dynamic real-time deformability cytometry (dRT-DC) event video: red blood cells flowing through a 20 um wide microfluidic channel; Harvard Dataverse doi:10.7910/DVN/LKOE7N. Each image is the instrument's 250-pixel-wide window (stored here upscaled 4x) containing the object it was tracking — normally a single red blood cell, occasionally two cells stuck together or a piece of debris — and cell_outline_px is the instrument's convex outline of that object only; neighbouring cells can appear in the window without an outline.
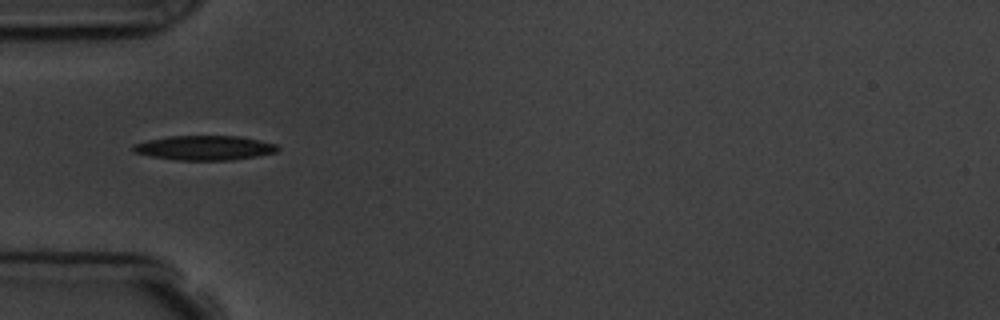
{"species": "common noctule bat (a hibernating species)", "species_latin": "Nyctalus noctula", "temperature_condition": "room temperature", "stored_images_in_passage": 5, "camera_frame_rate_fps": 3000, "um_per_image_px": 0.085, "animal": {"sex": "male", "body_mass_g": 19.5, "forearm_length_mm": 54.6}, "frame": {"image": 1, "passage_image": 3, "time_ms": 3.0, "image_size_px": [1000, 320], "cell_outline_px": [[280, 148], [276, 152], [256, 156], [232, 160], [176, 160], [152, 156], [132, 152], [132, 144], [148, 140], [168, 136], [236, 136], [276, 144]], "centroid_in_image_um": [17.34, 12.57], "position_along_channel_um": 67.7, "area_um2": 20.52}}